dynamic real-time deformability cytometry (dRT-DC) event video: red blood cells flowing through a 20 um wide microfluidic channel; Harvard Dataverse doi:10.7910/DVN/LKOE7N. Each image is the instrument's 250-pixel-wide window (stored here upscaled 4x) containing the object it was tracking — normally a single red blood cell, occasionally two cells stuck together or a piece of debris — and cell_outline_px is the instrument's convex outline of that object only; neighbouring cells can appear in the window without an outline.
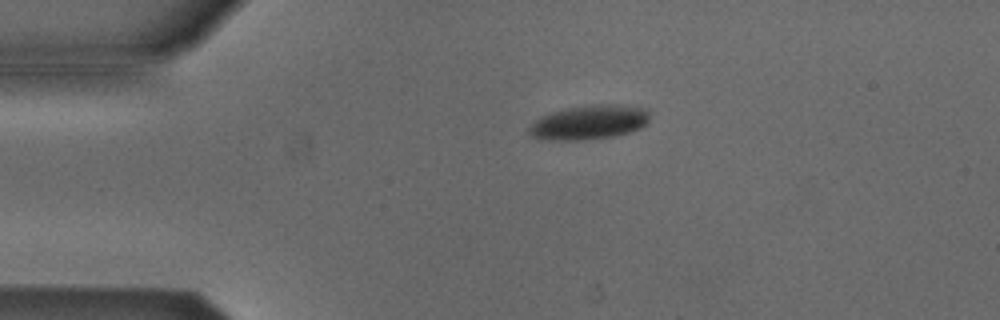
{"species": "Egyptian fruit bat (a non-hibernating species)", "species_latin": "Rousettus aegyptiacus", "temperature_condition": "cold", "stored_images_in_passage": 34, "camera_frame_rate_fps": 3000, "um_per_image_px": 0.085, "animal": {"sex": "male"}, "frame": {"image": 1, "passage_image": 1, "time_ms": 0.0, "image_size_px": [1000, 320], "cell_outline_px": [[648, 120], [640, 128], [628, 132], [612, 136], [580, 140], [540, 140], [532, 136], [528, 132], [528, 128], [540, 116], [552, 112], [568, 108], [592, 104], [620, 104], [648, 108]], "centroid_in_image_um": [50.05, 10.39], "position_along_channel_um": 34.9, "area_um2": 24.1}}
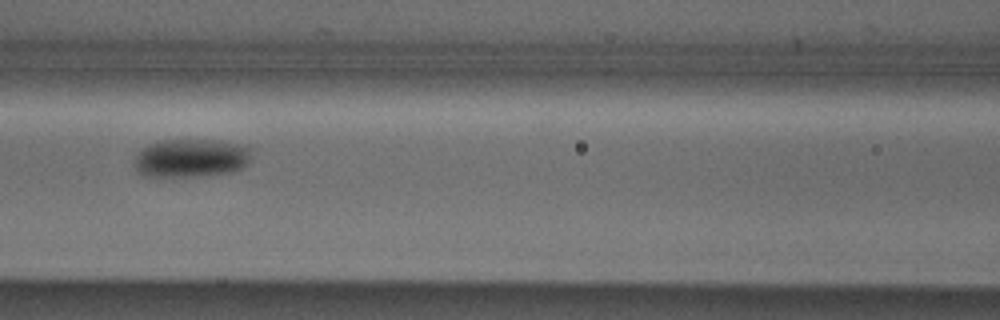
{"frame": {"image": 2, "passage_image": 13, "time_ms": 4.0, "image_size_px": [1000, 320], "cell_outline_px": [[248, 160], [240, 168], [228, 172], [188, 176], [144, 176], [136, 172], [132, 164], [136, 152], [148, 144], [156, 140], [220, 140], [248, 144]], "centroid_in_image_um": [16.12, 13.4], "position_along_channel_um": 150.5, "area_um2": 26.3}}
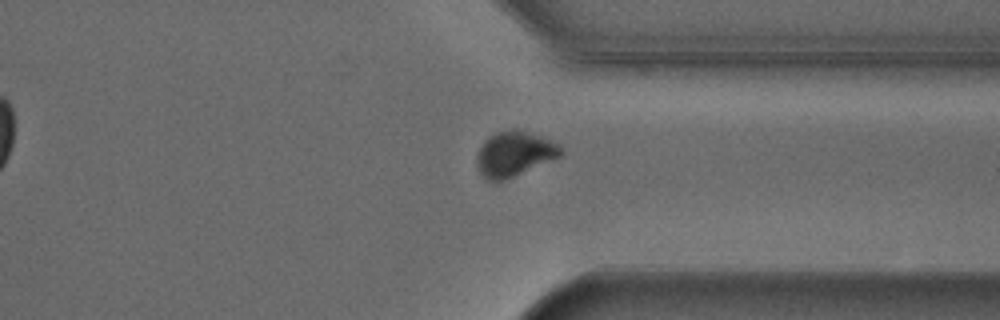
{"frame": {"image": 3, "passage_image": 30, "time_ms": 9.667, "image_size_px": [1000, 320], "cell_outline_px": [[564, 156], [504, 180], [488, 180], [480, 172], [476, 164], [476, 156], [484, 140], [488, 136], [496, 132], [512, 128], [516, 128], [544, 136], [560, 144], [564, 148]], "centroid_in_image_um": [43.79, 13.04], "position_along_channel_um": 367.6, "area_um2": 22.54}, "authors_computed_cell_mechanics": {"area_um2": 24.9985, "velocity_mm_per_s": 3.8576, "shape_relaxation_time_tau1_ms": 5.924, "shape_relaxation_time_tau2_ms": null, "deformation_change_tau1": 0.1417, "deformation_change_tau2": null}}